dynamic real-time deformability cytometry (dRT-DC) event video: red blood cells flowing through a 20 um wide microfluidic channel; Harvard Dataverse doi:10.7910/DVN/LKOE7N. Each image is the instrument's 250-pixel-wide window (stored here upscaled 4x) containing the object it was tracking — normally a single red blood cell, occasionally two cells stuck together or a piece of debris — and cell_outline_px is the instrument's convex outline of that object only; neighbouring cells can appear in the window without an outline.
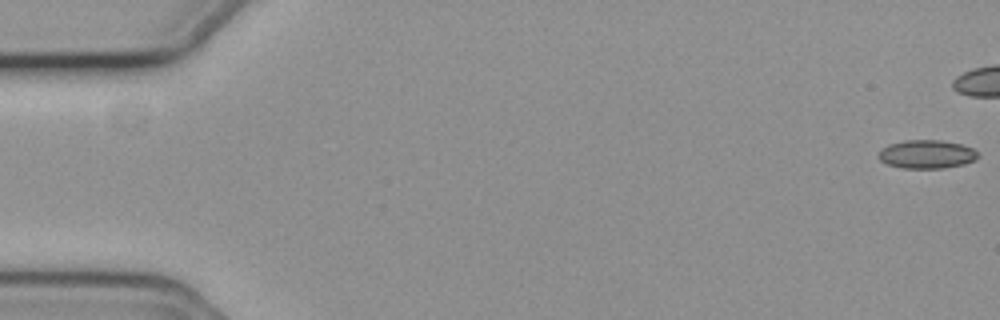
{"species": "common noctule bat (a hibernating species)", "species_latin": "Nyctalus noctula", "temperature_condition": "cold", "stored_images_in_passage": 19, "camera_frame_rate_fps": 3000, "um_per_image_px": 0.085, "animal": {"sex": "female", "body_mass_g": 19.3, "forearm_length_mm": 54.1}, "frame": {"image": 1, "passage_image": 1, "time_ms": 0.0, "image_size_px": [1000, 320], "cell_outline_px": [[980, 156], [976, 160], [964, 164], [944, 168], [900, 168], [888, 164], [880, 160], [876, 156], [880, 148], [888, 144], [904, 140], [940, 140], [960, 144], [972, 148]], "centroid_in_image_um": [78.73, 13.11], "position_along_channel_um": 6.3, "area_um2": 16.7}}